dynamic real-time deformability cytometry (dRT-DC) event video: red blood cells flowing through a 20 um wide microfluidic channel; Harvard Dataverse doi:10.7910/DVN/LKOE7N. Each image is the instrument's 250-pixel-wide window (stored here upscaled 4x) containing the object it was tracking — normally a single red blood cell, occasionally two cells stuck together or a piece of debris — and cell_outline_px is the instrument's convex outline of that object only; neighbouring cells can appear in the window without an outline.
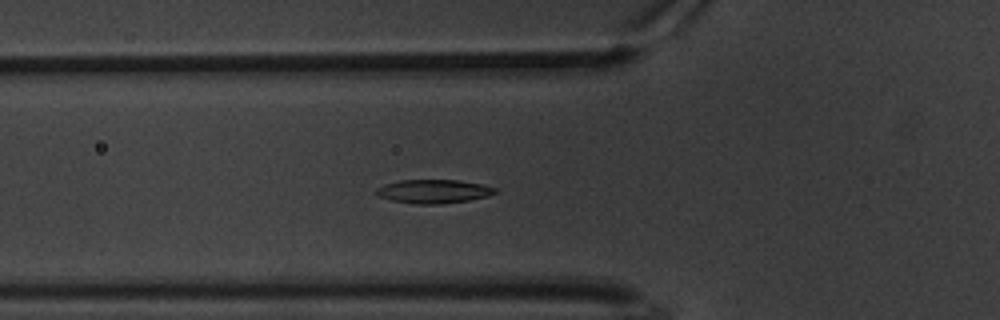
{"species": "common noctule bat (a hibernating species)", "species_latin": "Nyctalus noctula", "temperature_condition": "warm", "stored_images_in_passage": 63, "camera_frame_rate_fps": 3000, "um_per_image_px": 0.085, "animal": {"sex": "male", "body_mass_g": 20.1, "forearm_length_mm": 53.5}, "frame": {"image": 1, "passage_image": 22, "time_ms": 7.0, "image_size_px": [1000, 320], "cell_outline_px": [[500, 192], [488, 196], [468, 200], [444, 204], [416, 204], [392, 200], [380, 196], [372, 192], [376, 188], [384, 184], [400, 180], [460, 180], [480, 184], [496, 188]], "centroid_in_image_um": [36.86, 16.26], "position_along_channel_um": 88.9, "area_um2": 16.53}}
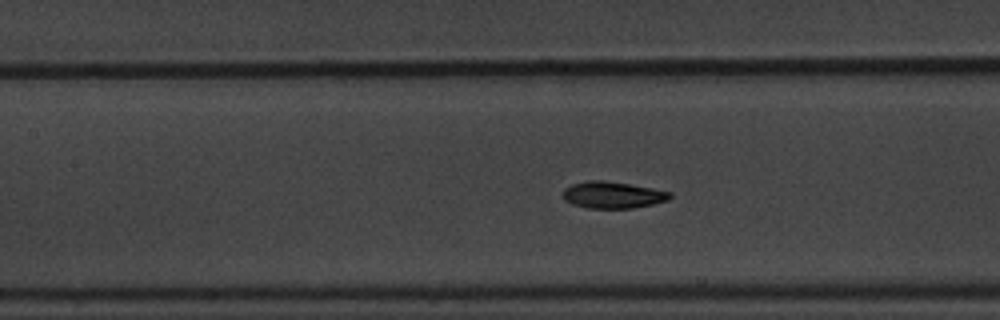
{"frame": {"image": 2, "passage_image": 28, "time_ms": 9.0, "image_size_px": [1000, 320], "cell_outline_px": [[672, 196], [668, 200], [652, 204], [632, 208], [588, 208], [572, 204], [564, 200], [564, 188], [572, 184], [588, 180], [604, 180], [652, 188], [672, 192]], "centroid_in_image_um": [52.08, 16.57], "position_along_channel_um": 155.3, "area_um2": 16.59}}
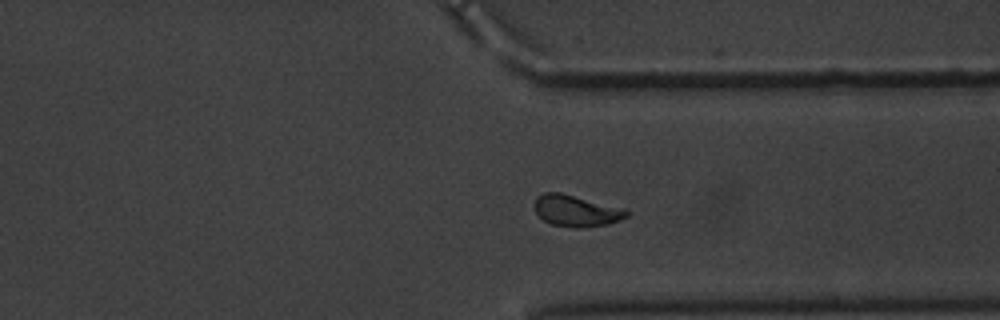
{"frame": {"image": 3, "passage_image": 47, "time_ms": 15.333, "image_size_px": [1000, 320], "cell_outline_px": [[632, 212], [628, 216], [620, 220], [608, 224], [580, 228], [576, 228], [552, 224], [544, 220], [536, 212], [532, 204], [536, 196], [544, 192], [560, 192], [628, 208]], "centroid_in_image_um": [49.02, 17.9], "position_along_channel_um": 362.4, "area_um2": 17.34}, "authors_computed_cell_mechanics": {"area_um2": 16.5308, "velocity_mm_per_s": 3.2721, "shape_relaxation_time_tau1_ms": 2.425, "shape_relaxation_time_tau2_ms": 2.4427, "deformation_change_tau1": 0.1574, "deformation_change_tau2": 0.0774}}